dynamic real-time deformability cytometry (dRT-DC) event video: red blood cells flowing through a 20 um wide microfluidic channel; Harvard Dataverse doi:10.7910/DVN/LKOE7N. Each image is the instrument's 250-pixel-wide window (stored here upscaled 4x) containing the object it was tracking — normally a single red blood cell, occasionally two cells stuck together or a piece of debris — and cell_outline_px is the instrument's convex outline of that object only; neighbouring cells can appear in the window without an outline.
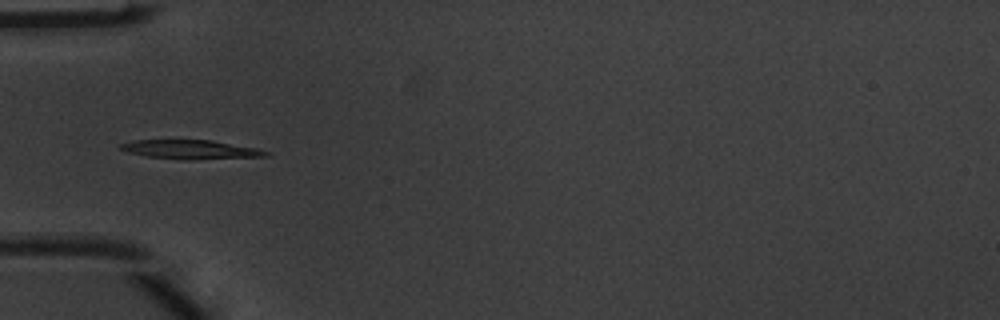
{"species": "common noctule bat (a hibernating species)", "species_latin": "Nyctalus noctula", "temperature_condition": "warm", "stored_images_in_passage": 5, "camera_frame_rate_fps": 3000, "um_per_image_px": 0.085, "animal": {"sex": "male", "body_mass_g": 20.1, "forearm_length_mm": 53.5}, "frame": {"image": 1, "passage_image": 4, "time_ms": 1.0, "image_size_px": [1000, 320], "cell_outline_px": [[268, 156], [188, 160], [148, 156], [128, 152], [120, 148], [120, 144], [136, 140], [212, 140], [256, 148], [268, 152]], "centroid_in_image_um": [16.23, 12.71], "position_along_channel_um": 68.8, "area_um2": 15.84}}